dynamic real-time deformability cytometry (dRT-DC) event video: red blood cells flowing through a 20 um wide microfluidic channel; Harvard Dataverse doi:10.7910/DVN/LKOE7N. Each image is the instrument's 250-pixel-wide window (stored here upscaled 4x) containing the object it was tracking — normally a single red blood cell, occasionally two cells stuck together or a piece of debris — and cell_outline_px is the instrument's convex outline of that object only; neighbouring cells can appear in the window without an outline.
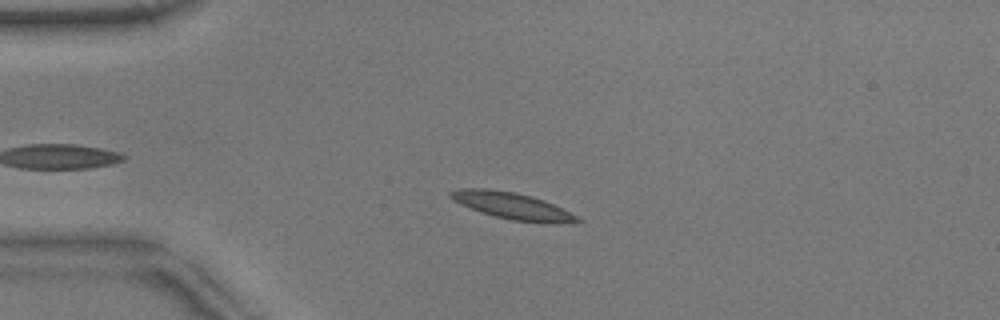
{"species": "common noctule bat (a hibernating species)", "species_latin": "Nyctalus noctula", "temperature_condition": "warm", "stored_images_in_passage": 44, "camera_frame_rate_fps": 3000, "um_per_image_px": 0.085, "animal": {"sex": "male", "body_mass_g": 17.9}, "frame": {"image": 1, "passage_image": 10, "time_ms": 3.0, "image_size_px": [1000, 320], "cell_outline_px": [[584, 220], [512, 220], [496, 216], [460, 204], [452, 200], [448, 196], [448, 192], [456, 188], [488, 188], [516, 192], [532, 196], [544, 200]], "centroid_in_image_um": [43.3, 17.4], "position_along_channel_um": 41.7, "area_um2": 18.5}}
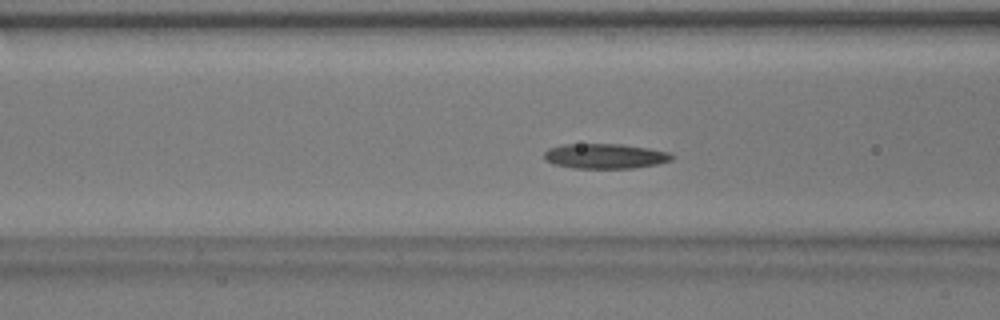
{"frame": {"image": 2, "passage_image": 18, "time_ms": 5.667, "image_size_px": [1000, 320], "cell_outline_px": [[676, 156], [672, 160], [660, 164], [632, 168], [572, 168], [556, 164], [544, 160], [544, 152], [548, 148], [564, 144], [624, 144], [648, 148], [668, 152]], "centroid_in_image_um": [51.46, 13.27], "position_along_channel_um": 115.1, "area_um2": 18.73}}
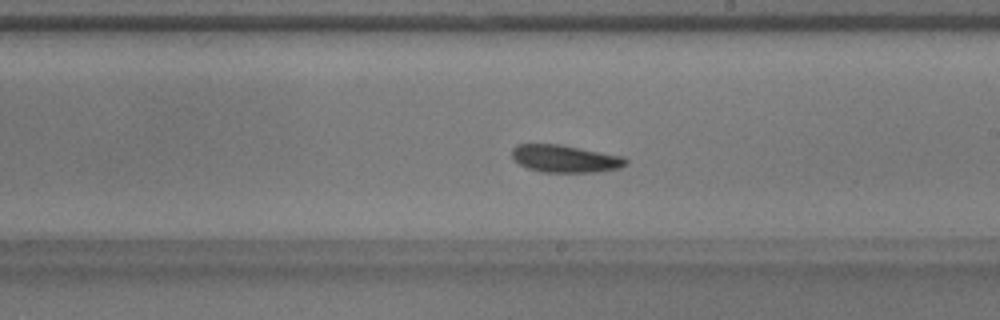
{"frame": {"image": 3, "passage_image": 28, "time_ms": 9.0, "image_size_px": [1000, 320], "cell_outline_px": [[628, 164], [620, 168], [596, 172], [540, 172], [528, 168], [520, 164], [512, 156], [512, 148], [516, 144], [560, 144], [624, 156], [628, 160]], "centroid_in_image_um": [48.06, 13.48], "position_along_channel_um": 240.9, "area_um2": 18.32}, "authors_computed_cell_mechanics": {"area_um2": 18.2359, "velocity_mm_per_s": 3.7795, "shape_relaxation_time_tau1_ms": 8.0456, "shape_relaxation_time_tau2_ms": 6.6979, "deformation_change_tau1": 0.133, "deformation_change_tau2": 0.1398}}